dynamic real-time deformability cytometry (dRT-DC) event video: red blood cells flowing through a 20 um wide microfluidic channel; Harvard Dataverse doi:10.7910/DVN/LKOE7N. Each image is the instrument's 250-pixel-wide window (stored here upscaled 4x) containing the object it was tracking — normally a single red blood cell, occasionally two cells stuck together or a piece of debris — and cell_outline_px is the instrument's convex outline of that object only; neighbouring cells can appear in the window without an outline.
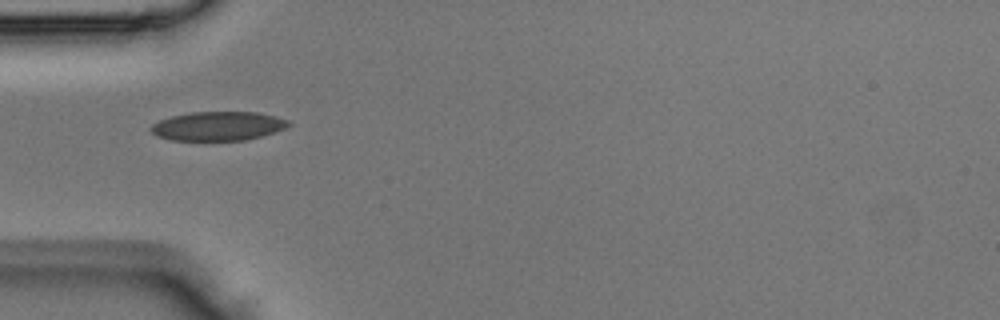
{"species": "Egyptian fruit bat (a non-hibernating species)", "species_latin": "Rousettus aegyptiacus", "temperature_condition": "room temperature", "stored_images_in_passage": 1, "camera_frame_rate_fps": 3000, "um_per_image_px": 0.085, "animal": {"sex": "male"}, "frame": {"image": 1, "passage_image": 1, "time_ms": 0.0, "image_size_px": [1000, 320], "cell_outline_px": [[292, 124], [284, 128], [260, 136], [244, 140], [172, 140], [156, 136], [148, 128], [152, 124], [160, 120], [172, 116], [192, 112], [256, 112], [276, 116], [288, 120]], "centroid_in_image_um": [18.5, 10.71], "position_along_channel_um": 66.5, "area_um2": 23.12}}